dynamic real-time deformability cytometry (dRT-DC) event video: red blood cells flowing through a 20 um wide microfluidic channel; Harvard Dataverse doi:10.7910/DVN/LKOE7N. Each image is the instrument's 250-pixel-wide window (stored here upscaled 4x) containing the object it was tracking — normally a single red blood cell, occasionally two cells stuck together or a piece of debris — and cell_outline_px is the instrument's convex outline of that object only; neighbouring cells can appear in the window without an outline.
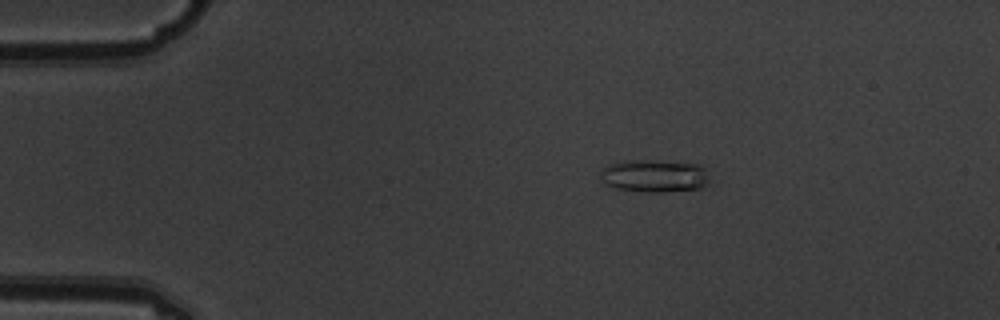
{"species": "common noctule bat (a hibernating species)", "species_latin": "Nyctalus noctula", "temperature_condition": "warm", "stored_images_in_passage": 5, "camera_frame_rate_fps": 3000, "um_per_image_px": 0.085, "animal": {"sex": "male", "body_mass_g": 19.5, "forearm_length_mm": 54.6}, "frame": {"image": 1, "passage_image": 3, "time_ms": 0.667, "image_size_px": [1000, 320], "cell_outline_px": [[712, 184], [704, 188], [664, 192], [648, 192], [616, 188], [604, 184], [600, 180], [600, 168], [612, 164], [632, 160], [656, 160], [700, 164], [704, 168]], "centroid_in_image_um": [55.67, 14.96], "position_along_channel_um": 29.3, "area_um2": 21.15}}